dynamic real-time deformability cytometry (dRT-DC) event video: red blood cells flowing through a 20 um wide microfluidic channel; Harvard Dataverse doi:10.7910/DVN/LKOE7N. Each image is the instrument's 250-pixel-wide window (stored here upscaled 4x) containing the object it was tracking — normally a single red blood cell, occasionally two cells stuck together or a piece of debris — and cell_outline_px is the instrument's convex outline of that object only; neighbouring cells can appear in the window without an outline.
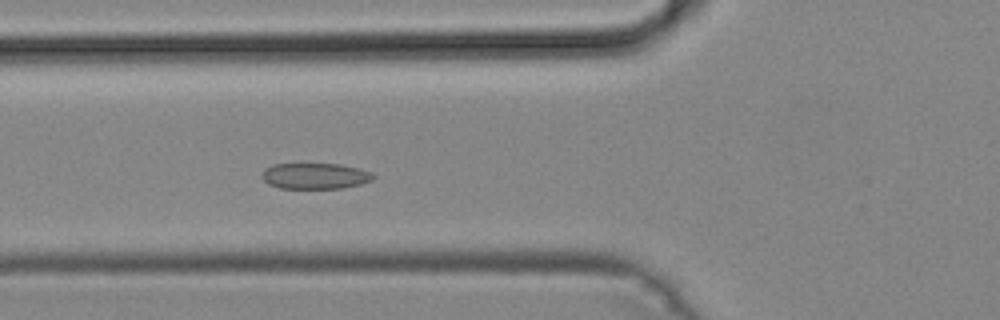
{"species": "common noctule bat (a hibernating species)", "species_latin": "Nyctalus noctula", "temperature_condition": "cold", "stored_images_in_passage": 48, "camera_frame_rate_fps": 3000, "um_per_image_px": 0.085, "animal": {"sex": "male", "body_mass_g": 19.2, "forearm_length_mm": 51.8}, "frame": {"image": 1, "passage_image": 17, "time_ms": 5.333, "image_size_px": [1000, 320], "cell_outline_px": [[376, 176], [372, 180], [360, 184], [344, 188], [280, 188], [268, 184], [260, 176], [264, 168], [272, 164], [340, 164], [360, 168], [372, 172]], "centroid_in_image_um": [26.78, 14.95], "position_along_channel_um": 99.0, "area_um2": 16.99}}
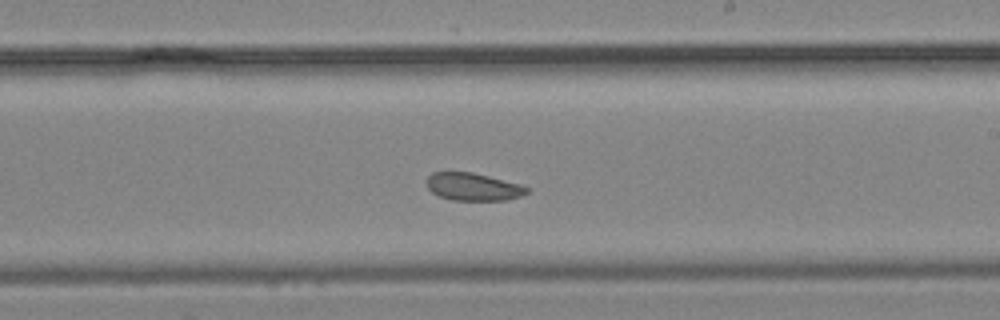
{"frame": {"image": 2, "passage_image": 28, "time_ms": 9.0, "image_size_px": [1000, 320], "cell_outline_px": [[528, 192], [520, 196], [508, 200], [452, 200], [440, 196], [432, 192], [428, 188], [424, 180], [432, 172], [472, 172], [520, 184], [528, 188]], "centroid_in_image_um": [40.18, 15.87], "position_along_channel_um": 248.8, "area_um2": 16.13}}
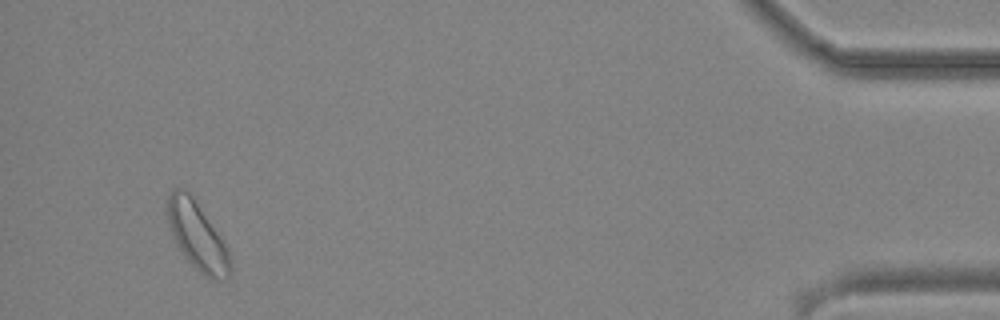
{"frame": {"image": 3, "passage_image": 46, "time_ms": 15.0, "image_size_px": [1000, 320], "cell_outline_px": [[232, 272], [228, 280], [212, 280], [200, 272], [180, 252], [176, 244], [168, 220], [168, 196], [176, 188], [184, 188], [192, 196], [228, 248], [232, 260]], "centroid_in_image_um": [16.82, 20.13], "position_along_channel_um": 418.4, "area_um2": 24.57}}